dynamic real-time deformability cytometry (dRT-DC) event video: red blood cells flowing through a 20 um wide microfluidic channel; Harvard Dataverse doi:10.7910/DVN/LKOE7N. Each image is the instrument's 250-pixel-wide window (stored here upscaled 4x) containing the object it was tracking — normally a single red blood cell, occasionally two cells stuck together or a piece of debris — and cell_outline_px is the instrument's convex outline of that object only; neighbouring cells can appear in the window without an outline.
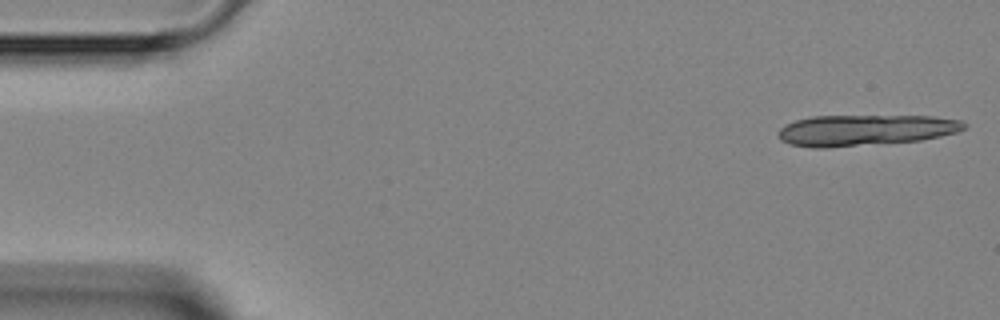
{"species": "Egyptian fruit bat (a non-hibernating species)", "species_latin": "Rousettus aegyptiacus", "temperature_condition": "room temperature", "stored_images_in_passage": 4, "segment_of_instrument_passage": [1, 2], "camera_frame_rate_fps": 3000, "um_per_image_px": 0.085, "animal": {"sex": "female"}, "frame": {"image": 1, "passage_image": 1, "time_ms": 0.0, "image_size_px": [1000, 320], "cell_outline_px": [[968, 124], [960, 132], [920, 140], [828, 148], [812, 148], [788, 144], [780, 140], [780, 128], [784, 124], [796, 120], [812, 116], [932, 116], [964, 120]], "centroid_in_image_um": [73.56, 11.06], "position_along_channel_um": 11.4, "area_um2": 33.81}}